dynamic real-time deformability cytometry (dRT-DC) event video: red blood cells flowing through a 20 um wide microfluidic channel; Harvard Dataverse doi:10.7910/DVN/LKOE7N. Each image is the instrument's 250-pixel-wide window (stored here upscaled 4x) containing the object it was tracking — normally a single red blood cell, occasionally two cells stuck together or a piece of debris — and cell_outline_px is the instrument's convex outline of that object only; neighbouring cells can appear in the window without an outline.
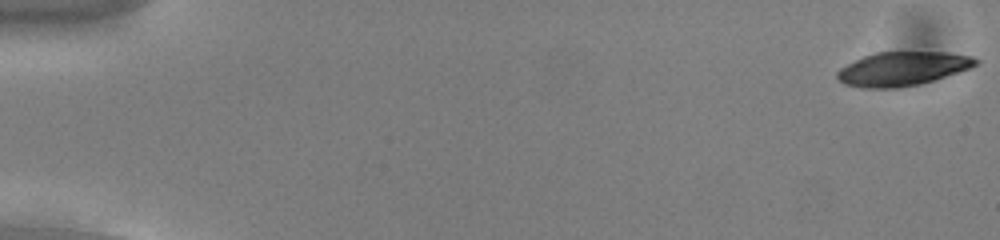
{"species": "common noctule bat (a hibernating species)", "species_latin": "Nyctalus noctula", "temperature_condition": "cold", "stored_images_in_passage": 54, "camera_frame_rate_fps": 3000, "um_per_image_px": 0.085, "animal": {"sex": "male", "body_mass_g": 13.0, "forearm_length_mm": 53.1}, "frame": {"image": 1, "passage_image": 1, "time_ms": 0.0, "image_size_px": [1000, 240], "cell_outline_px": [[980, 64], [972, 68], [920, 84], [900, 88], [860, 88], [844, 84], [836, 76], [836, 72], [840, 68], [872, 52], [948, 52], [972, 56], [980, 60]], "centroid_in_image_um": [76.75, 5.84], "position_along_channel_um": 8.3, "area_um2": 27.63}}
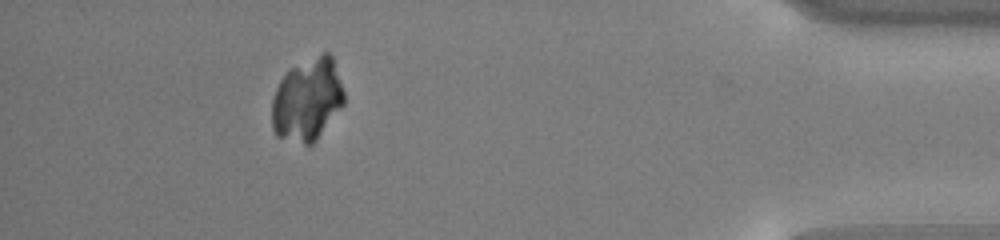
{"frame": {"image": 2, "passage_image": 49, "time_ms": 16.0, "image_size_px": [1000, 240], "cell_outline_px": [[344, 104], [316, 140], [312, 144], [304, 144], [276, 136], [272, 128], [272, 100], [276, 88], [280, 80], [292, 68], [320, 52], [328, 52], [332, 56], [344, 92]], "centroid_in_image_um": [26.12, 8.47], "position_along_channel_um": 409.1, "area_um2": 34.56}}